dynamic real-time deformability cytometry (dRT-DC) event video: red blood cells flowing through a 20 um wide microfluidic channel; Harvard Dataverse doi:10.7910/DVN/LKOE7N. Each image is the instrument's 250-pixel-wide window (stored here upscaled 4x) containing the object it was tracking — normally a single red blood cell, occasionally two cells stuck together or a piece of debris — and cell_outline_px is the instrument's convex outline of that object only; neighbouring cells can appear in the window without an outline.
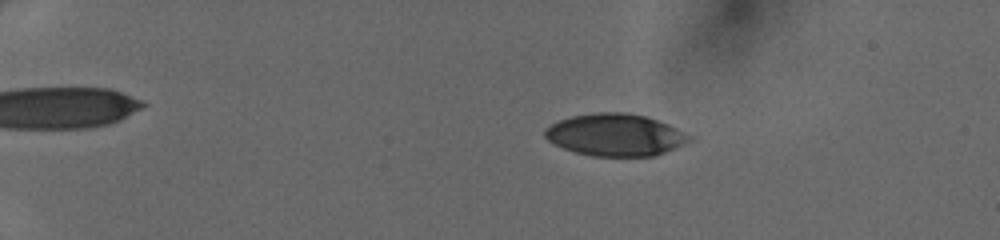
{"species": "human", "species_latin": "Homo sapiens", "temperature_condition": "cold", "stored_images_in_passage": 49, "camera_frame_rate_fps": 3000, "um_per_image_px": 0.085, "donor": {"sex": "female"}, "frame": {"image": 1, "passage_image": 11, "time_ms": 3.333, "image_size_px": [1000, 240], "cell_outline_px": [[692, 140], [684, 144], [664, 152], [652, 156], [592, 156], [576, 152], [552, 144], [544, 136], [544, 128], [560, 120], [572, 116], [596, 112], [624, 112], [644, 116], [668, 124], [692, 136]], "centroid_in_image_um": [52.28, 11.46], "position_along_channel_um": 32.7, "area_um2": 35.32}}
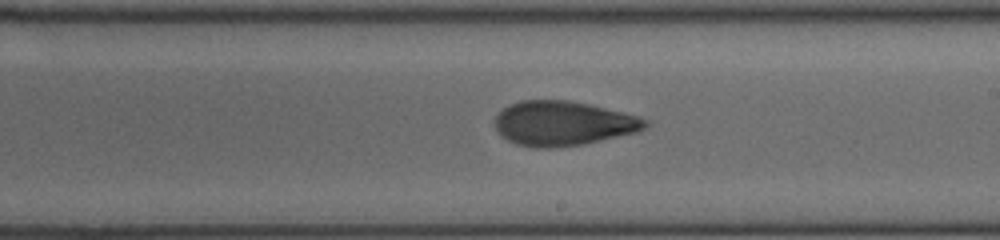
{"frame": {"image": 2, "passage_image": 32, "time_ms": 10.333, "image_size_px": [1000, 240], "cell_outline_px": [[652, 124], [648, 128], [640, 132], [584, 144], [548, 148], [536, 148], [516, 144], [500, 136], [496, 132], [496, 116], [504, 108], [520, 100], [568, 100], [588, 104], [624, 112], [640, 116], [652, 120]], "centroid_in_image_um": [47.95, 10.49], "position_along_channel_um": 241.0, "area_um2": 39.54}}
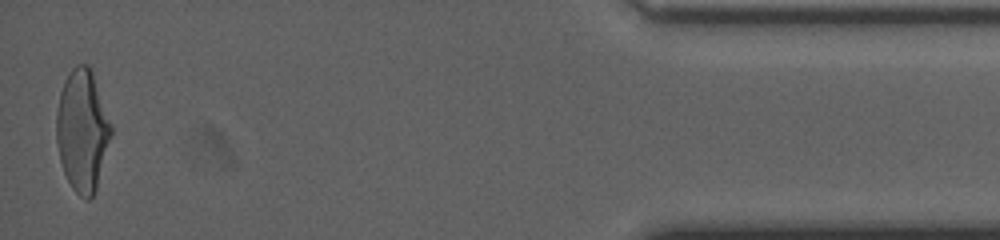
{"frame": {"image": 3, "passage_image": 49, "time_ms": 16.0, "image_size_px": [1000, 240], "cell_outline_px": [[112, 132], [96, 188], [92, 196], [88, 200], [84, 200], [72, 188], [64, 172], [60, 160], [56, 140], [56, 112], [60, 92], [72, 68], [76, 64], [88, 64], [92, 72], [112, 124]], "centroid_in_image_um": [6.99, 11.09], "position_along_channel_um": 428.2, "area_um2": 38.44}}